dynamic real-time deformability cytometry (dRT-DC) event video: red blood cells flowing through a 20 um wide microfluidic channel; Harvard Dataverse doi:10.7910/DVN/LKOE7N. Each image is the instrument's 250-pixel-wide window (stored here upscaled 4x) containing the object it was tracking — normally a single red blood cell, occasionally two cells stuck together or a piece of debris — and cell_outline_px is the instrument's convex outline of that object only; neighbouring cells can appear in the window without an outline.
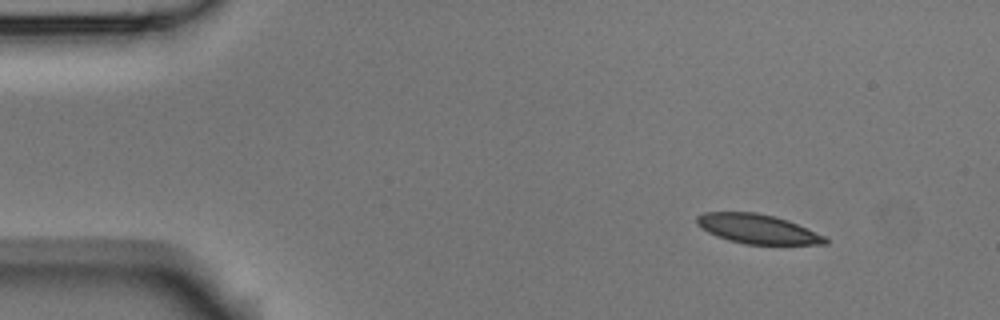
{"species": "Egyptian fruit bat (a non-hibernating species)", "species_latin": "Rousettus aegyptiacus", "temperature_condition": "room temperature", "stored_images_in_passage": 4, "segment_of_instrument_passage": [2, 2], "camera_frame_rate_fps": 3000, "um_per_image_px": 0.085, "animal": {"sex": "male"}, "frame": {"image": 1, "passage_image": 4, "time_ms": 1.0, "image_size_px": [1000, 320], "cell_outline_px": [[828, 244], [744, 244], [728, 240], [716, 236], [700, 228], [696, 224], [696, 216], [704, 212], [756, 212], [776, 216], [788, 220], [828, 236]], "centroid_in_image_um": [64.4, 19.45], "position_along_channel_um": 20.6, "area_um2": 22.31}}